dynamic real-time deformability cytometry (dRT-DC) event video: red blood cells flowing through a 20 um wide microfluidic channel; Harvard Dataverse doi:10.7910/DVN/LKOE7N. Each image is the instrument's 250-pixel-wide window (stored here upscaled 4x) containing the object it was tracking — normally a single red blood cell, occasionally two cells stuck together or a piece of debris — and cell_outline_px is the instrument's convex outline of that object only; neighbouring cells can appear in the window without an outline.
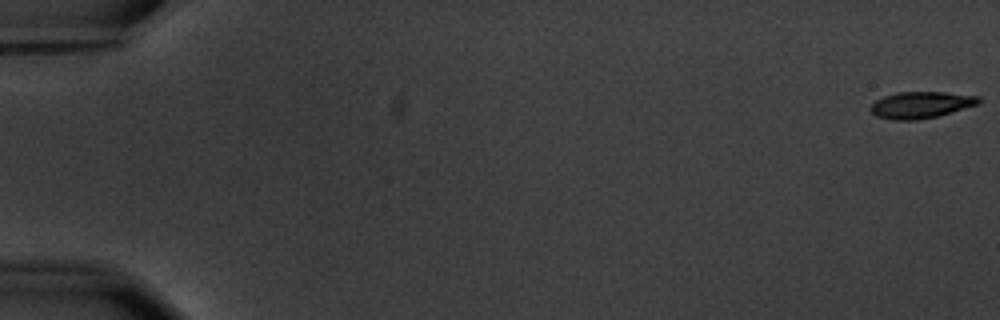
{"species": "common noctule bat (a hibernating species)", "species_latin": "Nyctalus noctula", "temperature_condition": "warm", "stored_images_in_passage": 5, "camera_frame_rate_fps": 3000, "um_per_image_px": 0.085, "animal": {"sex": "male", "body_mass_g": 20.1, "forearm_length_mm": 53.5}, "frame": {"image": 1, "passage_image": 1, "time_ms": 0.0, "image_size_px": [1000, 320], "cell_outline_px": [[980, 104], [936, 116], [920, 120], [892, 120], [876, 116], [868, 108], [876, 100], [884, 96], [896, 92], [944, 92], [980, 96]], "centroid_in_image_um": [78.27, 8.91], "position_along_channel_um": 6.7, "area_um2": 16.82}}
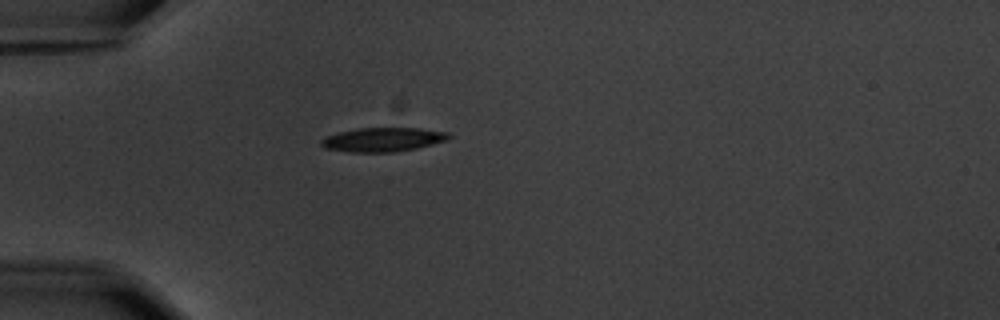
{"frame": {"image": 2, "passage_image": 5, "time_ms": 5.667, "image_size_px": [1000, 320], "cell_outline_px": [[452, 136], [448, 140], [416, 148], [392, 152], [352, 152], [324, 148], [320, 144], [320, 140], [328, 136], [340, 132], [360, 128], [420, 128], [448, 132]], "centroid_in_image_um": [32.58, 11.86], "position_along_channel_um": 52.4, "area_um2": 17.74}}